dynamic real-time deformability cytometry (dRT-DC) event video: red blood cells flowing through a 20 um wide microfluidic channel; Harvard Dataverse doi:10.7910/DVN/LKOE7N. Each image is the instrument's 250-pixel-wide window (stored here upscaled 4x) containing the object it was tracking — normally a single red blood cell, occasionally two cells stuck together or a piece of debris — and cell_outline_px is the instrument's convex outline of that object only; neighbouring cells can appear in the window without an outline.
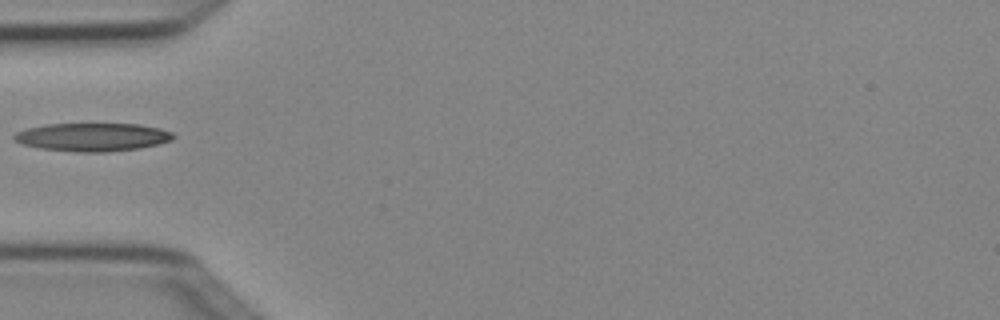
{"species": "Egyptian fruit bat (a non-hibernating species)", "species_latin": "Rousettus aegyptiacus", "temperature_condition": "cold", "stored_images_in_passage": 2, "camera_frame_rate_fps": 3000, "um_per_image_px": 0.085, "animal": {"sex": "female"}, "frame": {"image": 1, "passage_image": 1, "time_ms": 0.0, "image_size_px": [1000, 320], "cell_outline_px": [[176, 136], [172, 140], [160, 144], [140, 148], [104, 152], [76, 152], [40, 148], [24, 144], [12, 140], [12, 136], [16, 132], [28, 128], [44, 124], [140, 124], [160, 128], [172, 132]], "centroid_in_image_um": [7.88, 11.65], "position_along_channel_um": 77.1, "area_um2": 26.3}}
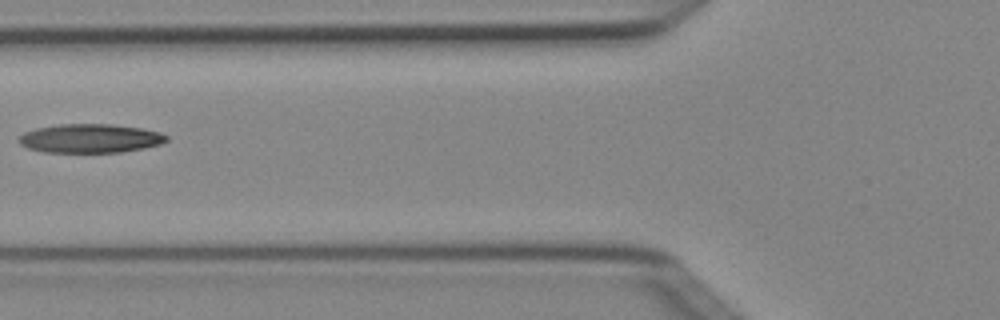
{"frame": {"image": 2, "passage_image": 2, "time_ms": 0.333, "image_size_px": [1000, 320], "cell_outline_px": [[168, 140], [160, 144], [144, 148], [120, 152], [44, 152], [28, 148], [20, 144], [16, 140], [24, 132], [36, 128], [60, 124], [108, 124], [140, 128], [160, 132], [168, 136]], "centroid_in_image_um": [7.64, 11.76], "position_along_channel_um": 118.2, "area_um2": 24.8}}